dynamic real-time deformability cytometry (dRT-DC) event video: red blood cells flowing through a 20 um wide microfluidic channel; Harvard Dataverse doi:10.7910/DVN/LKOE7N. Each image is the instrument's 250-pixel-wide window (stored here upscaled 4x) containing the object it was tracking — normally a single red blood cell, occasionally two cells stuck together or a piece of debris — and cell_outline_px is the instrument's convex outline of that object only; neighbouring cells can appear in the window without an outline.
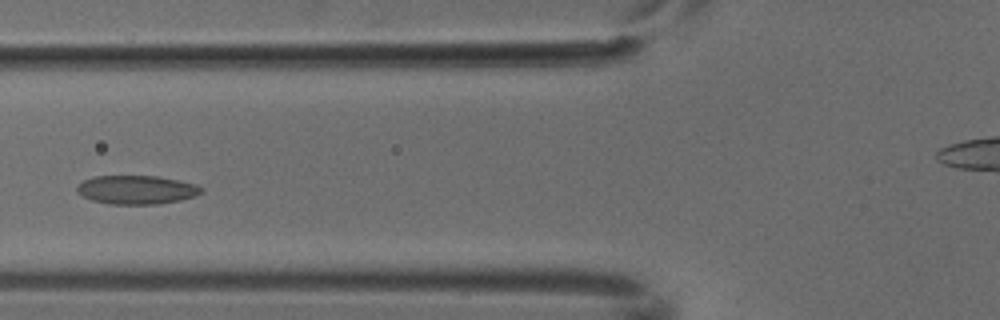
{"species": "common noctule bat (a hibernating species)", "species_latin": "Nyctalus noctula", "temperature_condition": "cold", "stored_images_in_passage": 5, "camera_frame_rate_fps": 3000, "um_per_image_px": 0.085, "animal": {"sex": "male", "body_mass_g": 18.8}, "frame": {"image": 1, "passage_image": 5, "time_ms": 1.333, "image_size_px": [1000, 320], "cell_outline_px": [[204, 192], [196, 196], [180, 200], [160, 204], [108, 204], [92, 200], [76, 192], [76, 184], [92, 176], [156, 176], [196, 184], [204, 188]], "centroid_in_image_um": [11.61, 16.13], "position_along_channel_um": 114.2, "area_um2": 20.98}}